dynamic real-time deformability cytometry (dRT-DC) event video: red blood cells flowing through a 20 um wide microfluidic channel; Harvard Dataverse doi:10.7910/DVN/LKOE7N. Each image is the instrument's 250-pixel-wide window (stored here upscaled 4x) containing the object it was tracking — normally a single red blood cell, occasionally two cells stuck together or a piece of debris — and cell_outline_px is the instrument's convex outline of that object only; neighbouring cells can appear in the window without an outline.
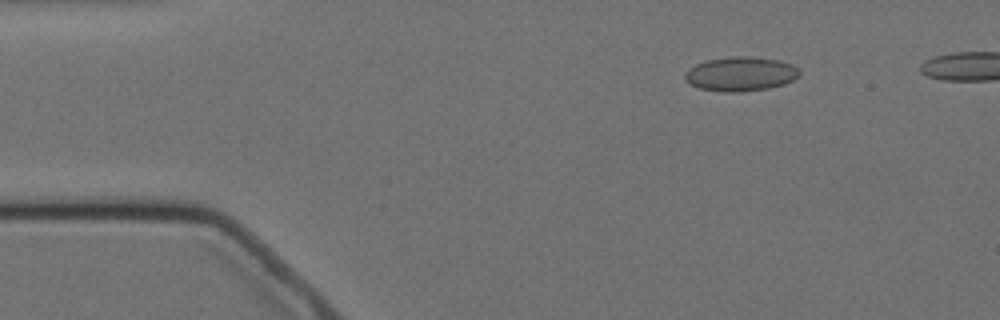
{"species": "Egyptian fruit bat (a non-hibernating species)", "species_latin": "Rousettus aegyptiacus", "temperature_condition": "cold", "stored_images_in_passage": 5, "camera_frame_rate_fps": 3000, "um_per_image_px": 0.085, "animal": {"sex": "female"}, "frame": {"image": 1, "passage_image": 2, "time_ms": 1.333, "image_size_px": [1000, 320], "cell_outline_px": [[800, 76], [784, 84], [768, 88], [740, 92], [720, 92], [700, 88], [692, 84], [684, 76], [684, 72], [688, 68], [696, 64], [708, 60], [736, 56], [748, 56], [780, 60], [792, 64], [800, 68]], "centroid_in_image_um": [62.99, 6.28], "position_along_channel_um": 22.0, "area_um2": 22.89}}